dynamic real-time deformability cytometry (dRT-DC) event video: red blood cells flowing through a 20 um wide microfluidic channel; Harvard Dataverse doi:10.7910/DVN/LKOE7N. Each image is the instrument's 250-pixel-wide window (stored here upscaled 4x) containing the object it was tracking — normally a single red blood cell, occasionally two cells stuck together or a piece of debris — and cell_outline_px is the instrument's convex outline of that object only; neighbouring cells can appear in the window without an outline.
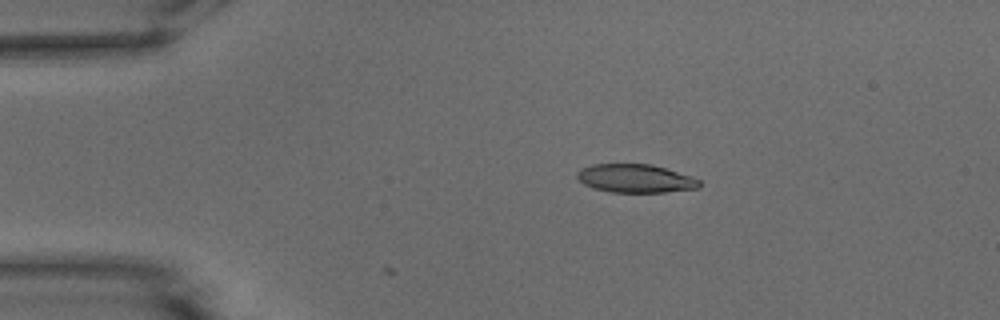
{"species": "common noctule bat (a hibernating species)", "species_latin": "Nyctalus noctula", "temperature_condition": "warm", "stored_images_in_passage": 2, "camera_frame_rate_fps": 3000, "um_per_image_px": 0.085, "animal": {"sex": "male", "body_mass_g": 15.6}, "frame": {"image": 1, "passage_image": 2, "time_ms": 0.333, "image_size_px": [1000, 320], "cell_outline_px": [[700, 188], [664, 192], [612, 192], [592, 188], [584, 184], [576, 176], [576, 172], [580, 168], [592, 164], [652, 164], [700, 180]], "centroid_in_image_um": [53.96, 15.17], "position_along_channel_um": 31.0, "area_um2": 20.11}}